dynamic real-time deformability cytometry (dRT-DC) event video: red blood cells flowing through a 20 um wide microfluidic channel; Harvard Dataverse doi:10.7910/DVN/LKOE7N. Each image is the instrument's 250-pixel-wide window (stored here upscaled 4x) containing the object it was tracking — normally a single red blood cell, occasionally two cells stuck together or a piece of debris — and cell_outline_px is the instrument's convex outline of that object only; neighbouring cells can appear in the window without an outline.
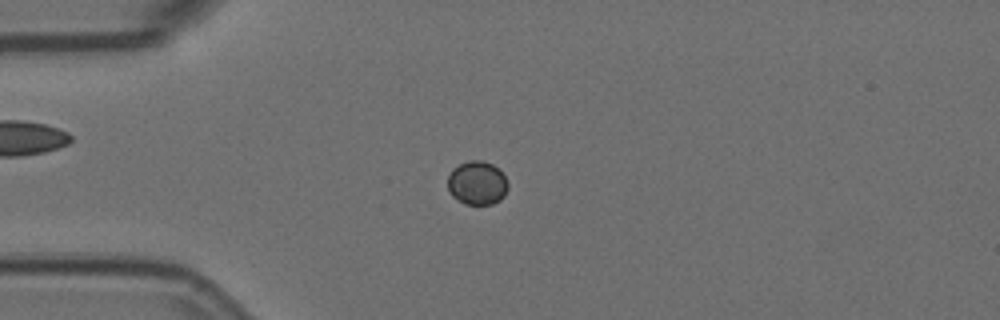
{"species": "Egyptian fruit bat (a non-hibernating species)", "species_latin": "Rousettus aegyptiacus", "temperature_condition": "room temperature", "stored_images_in_passage": 9, "camera_frame_rate_fps": 3000, "um_per_image_px": 0.085, "animal": {"sex": "female"}, "frame": {"image": 1, "passage_image": 4, "time_ms": 1.0, "image_size_px": [1000, 320], "cell_outline_px": [[508, 188], [504, 196], [500, 200], [492, 204], [464, 204], [452, 196], [448, 188], [448, 176], [452, 168], [468, 160], [480, 160], [492, 164], [504, 176], [508, 184]], "centroid_in_image_um": [40.54, 15.56], "position_along_channel_um": 44.5, "area_um2": 15.32}}
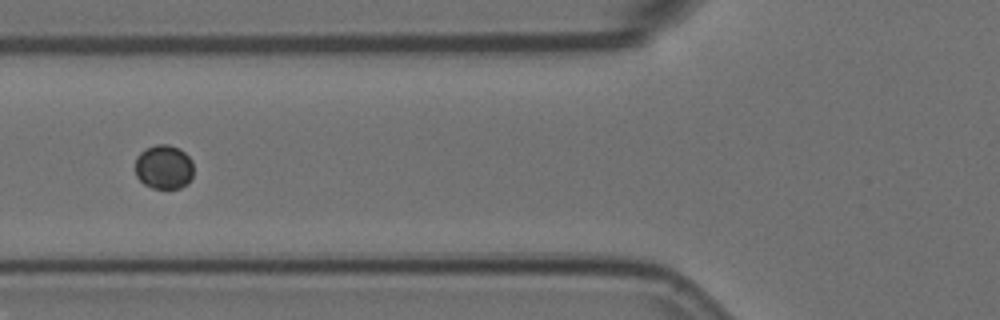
{"frame": {"image": 2, "passage_image": 6, "time_ms": 1.667, "image_size_px": [1000, 320], "cell_outline_px": [[192, 176], [188, 184], [180, 188], [152, 188], [144, 184], [136, 176], [136, 156], [144, 148], [156, 144], [168, 144], [180, 148], [192, 160]], "centroid_in_image_um": [13.92, 14.18], "position_along_channel_um": 111.9, "area_um2": 15.2}}